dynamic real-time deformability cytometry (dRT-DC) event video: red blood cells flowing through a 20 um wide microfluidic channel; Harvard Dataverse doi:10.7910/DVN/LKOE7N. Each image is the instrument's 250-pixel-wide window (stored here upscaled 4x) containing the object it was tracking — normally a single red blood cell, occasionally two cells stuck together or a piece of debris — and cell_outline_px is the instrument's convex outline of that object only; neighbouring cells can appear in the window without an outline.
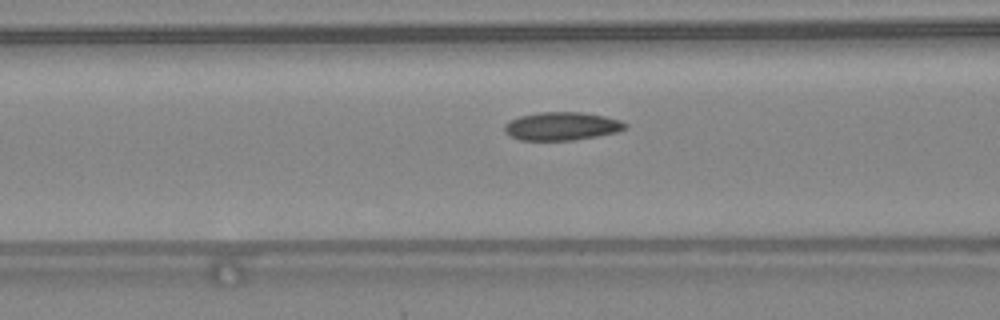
{"species": "common noctule bat (a hibernating species)", "species_latin": "Nyctalus noctula", "temperature_condition": "warm", "stored_images_in_passage": 40, "camera_frame_rate_fps": 3000, "um_per_image_px": 0.085, "animal": {"sex": "female", "body_mass_g": 24.6, "forearm_length_mm": 56.2}, "frame": {"image": 1, "passage_image": 12, "time_ms": 3.667, "image_size_px": [1000, 320], "cell_outline_px": [[628, 128], [616, 132], [596, 136], [572, 140], [520, 140], [508, 136], [504, 132], [504, 124], [508, 120], [520, 116], [540, 112], [580, 112], [604, 116], [620, 120], [628, 124]], "centroid_in_image_um": [47.71, 10.72], "position_along_channel_um": 118.9, "area_um2": 19.94}}
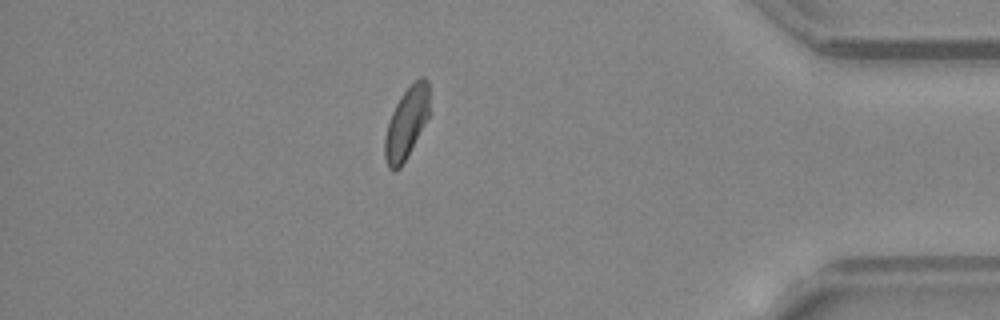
{"frame": {"image": 2, "passage_image": 34, "time_ms": 11.0, "image_size_px": [1000, 320], "cell_outline_px": [[428, 120], [400, 168], [396, 172], [392, 172], [388, 168], [384, 156], [384, 140], [388, 124], [392, 112], [400, 96], [420, 76], [424, 76], [428, 80]], "centroid_in_image_um": [34.54, 10.5], "position_along_channel_um": 400.7, "area_um2": 18.5}, "authors_computed_cell_mechanics": {"area_um2": 19.4208, "velocity_mm_per_s": 4.3585, "shape_relaxation_time_tau1_ms": null, "shape_relaxation_time_tau2_ms": 4.5032, "deformation_change_tau1": null, "deformation_change_tau2": 0.1101}}